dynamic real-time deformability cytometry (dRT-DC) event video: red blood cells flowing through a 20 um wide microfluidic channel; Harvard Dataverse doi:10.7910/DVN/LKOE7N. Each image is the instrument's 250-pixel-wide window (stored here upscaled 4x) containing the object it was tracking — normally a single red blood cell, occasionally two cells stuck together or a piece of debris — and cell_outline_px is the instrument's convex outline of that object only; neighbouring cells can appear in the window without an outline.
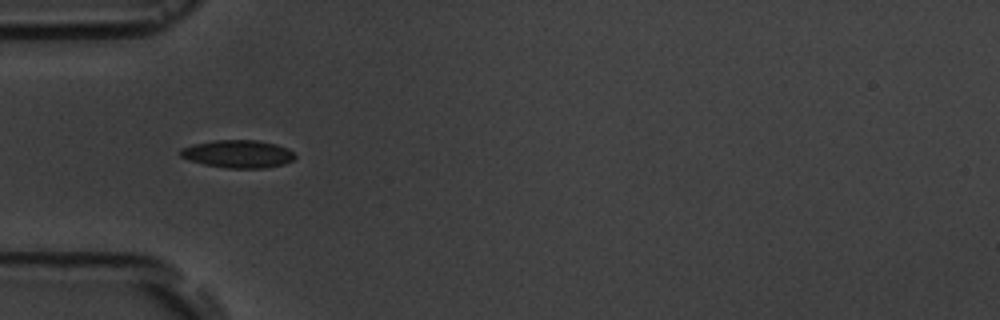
{"species": "common noctule bat (a hibernating species)", "species_latin": "Nyctalus noctula", "temperature_condition": "room temperature", "stored_images_in_passage": 1, "camera_frame_rate_fps": 3000, "um_per_image_px": 0.085, "animal": {"sex": "male", "body_mass_g": 19.5, "forearm_length_mm": 54.6}, "frame": {"image": 1, "passage_image": 1, "time_ms": 0.0, "image_size_px": [1000, 320], "cell_outline_px": [[296, 156], [292, 160], [284, 164], [268, 168], [224, 168], [204, 164], [180, 156], [180, 148], [192, 144], [212, 140], [256, 140], [276, 144], [288, 148]], "centroid_in_image_um": [20.23, 13.08], "position_along_channel_um": 64.8, "area_um2": 18.61}}